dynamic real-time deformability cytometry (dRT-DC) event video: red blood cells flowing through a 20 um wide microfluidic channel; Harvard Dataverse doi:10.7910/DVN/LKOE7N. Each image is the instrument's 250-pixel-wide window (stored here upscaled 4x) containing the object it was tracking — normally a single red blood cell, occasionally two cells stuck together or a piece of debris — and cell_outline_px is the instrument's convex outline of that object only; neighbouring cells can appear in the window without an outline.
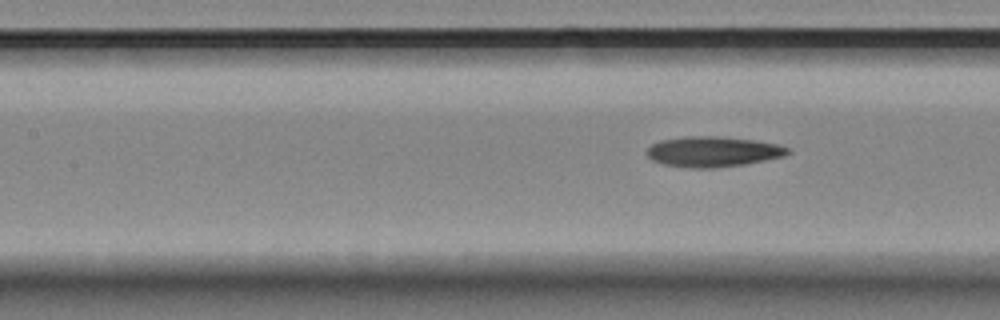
{"species": "Egyptian fruit bat (a non-hibernating species)", "species_latin": "Rousettus aegyptiacus", "temperature_condition": "room temperature", "stored_images_in_passage": 9, "camera_frame_rate_fps": 3000, "um_per_image_px": 0.085, "animal": {"sex": "female"}, "frame": {"image": 1, "passage_image": 9, "time_ms": 2.667, "image_size_px": [1000, 320], "cell_outline_px": [[792, 152], [784, 156], [744, 164], [716, 168], [688, 168], [664, 164], [652, 160], [644, 152], [652, 144], [660, 140], [684, 136], [720, 136], [756, 140], [776, 144], [788, 148]], "centroid_in_image_um": [60.57, 12.88], "position_along_channel_um": 146.8, "area_um2": 25.09}}